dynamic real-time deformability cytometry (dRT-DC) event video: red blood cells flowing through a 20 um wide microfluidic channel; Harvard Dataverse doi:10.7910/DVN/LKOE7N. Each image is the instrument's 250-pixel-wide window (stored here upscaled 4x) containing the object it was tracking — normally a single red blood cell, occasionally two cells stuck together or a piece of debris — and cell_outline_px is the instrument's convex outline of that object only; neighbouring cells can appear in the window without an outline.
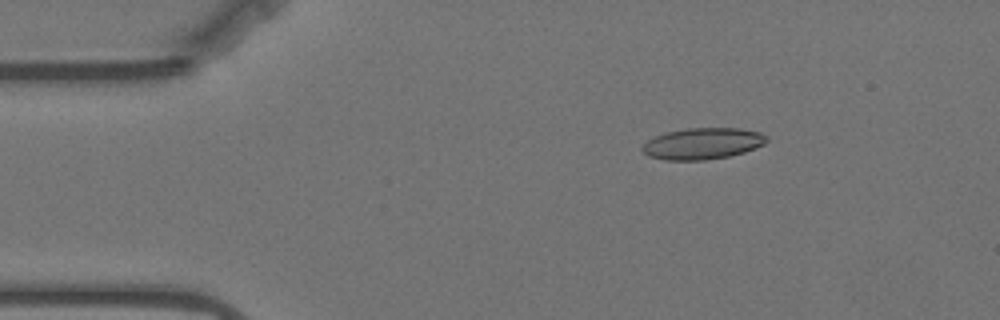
{"species": "Egyptian fruit bat (a non-hibernating species)", "species_latin": "Rousettus aegyptiacus", "temperature_condition": "warm", "stored_images_in_passage": 57, "camera_frame_rate_fps": 3000, "um_per_image_px": 0.085, "animal": {"sex": "female"}, "frame": {"image": 1, "passage_image": 9, "time_ms": 2.667, "image_size_px": [1000, 320], "cell_outline_px": [[768, 140], [764, 144], [744, 152], [728, 156], [704, 160], [668, 160], [648, 156], [640, 148], [648, 140], [656, 136], [668, 132], [688, 128], [740, 128], [760, 132], [768, 136]], "centroid_in_image_um": [59.74, 12.2], "position_along_channel_um": 25.3, "area_um2": 22.6}}
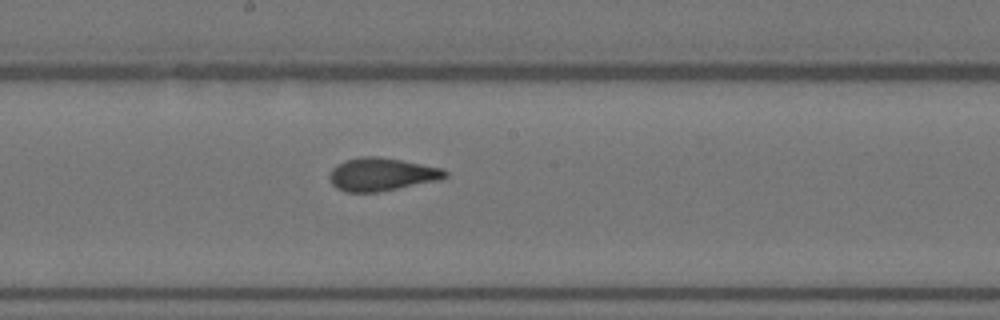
{"frame": {"image": 2, "passage_image": 30, "time_ms": 9.667, "image_size_px": [1000, 320], "cell_outline_px": [[448, 176], [436, 180], [376, 192], [344, 192], [336, 188], [332, 184], [328, 176], [332, 168], [336, 164], [344, 160], [360, 156], [376, 156], [400, 160], [444, 168], [448, 172]], "centroid_in_image_um": [32.38, 14.81], "position_along_channel_um": 215.8, "area_um2": 22.14}}
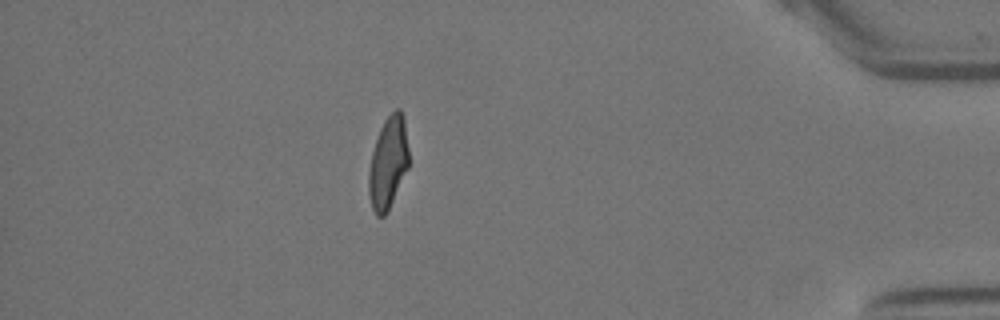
{"frame": {"image": 3, "passage_image": 50, "time_ms": 16.333, "image_size_px": [1000, 320], "cell_outline_px": [[408, 168], [384, 216], [376, 216], [372, 208], [368, 192], [368, 172], [372, 152], [380, 128], [384, 120], [396, 108], [400, 108], [404, 116], [408, 148]], "centroid_in_image_um": [32.98, 13.8], "position_along_channel_um": 402.2, "area_um2": 21.27}, "authors_computed_cell_mechanics": {"area_um2": 22.0796, "velocity_mm_per_s": 3.5298, "shape_relaxation_time_tau1_ms": 10.3558, "shape_relaxation_time_tau2_ms": 1.1332, "deformation_change_tau1": 0.2515, "deformation_change_tau2": 0.0845}}